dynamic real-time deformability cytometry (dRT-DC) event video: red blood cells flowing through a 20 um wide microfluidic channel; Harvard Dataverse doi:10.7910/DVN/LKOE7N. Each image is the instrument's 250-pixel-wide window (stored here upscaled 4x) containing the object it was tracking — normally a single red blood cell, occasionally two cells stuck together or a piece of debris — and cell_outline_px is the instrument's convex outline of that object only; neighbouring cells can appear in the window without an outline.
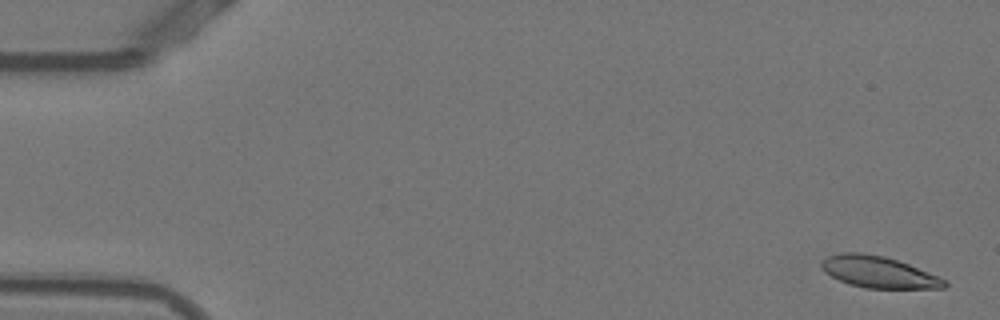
{"species": "Egyptian fruit bat (a non-hibernating species)", "species_latin": "Rousettus aegyptiacus", "temperature_condition": "warm", "stored_images_in_passage": 53, "camera_frame_rate_fps": 3000, "um_per_image_px": 0.085, "animal": {"sex": "female"}, "frame": {"image": 1, "passage_image": 2, "time_ms": 0.333, "image_size_px": [1000, 320], "cell_outline_px": [[948, 284], [944, 288], [864, 288], [848, 284], [824, 272], [820, 264], [828, 256], [840, 252], [860, 252], [884, 256], [908, 264], [936, 276], [944, 280]], "centroid_in_image_um": [74.63, 23.12], "position_along_channel_um": 10.4, "area_um2": 22.31}}
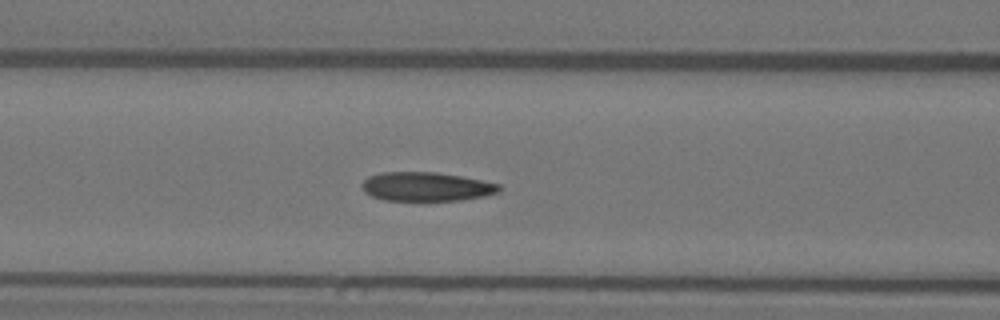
{"frame": {"image": 2, "passage_image": 22, "time_ms": 7.0, "image_size_px": [1000, 320], "cell_outline_px": [[500, 192], [484, 196], [464, 200], [384, 200], [372, 196], [364, 192], [360, 184], [368, 176], [380, 172], [436, 172], [460, 176], [500, 184]], "centroid_in_image_um": [36.21, 15.86], "position_along_channel_um": 130.4, "area_um2": 23.18}}
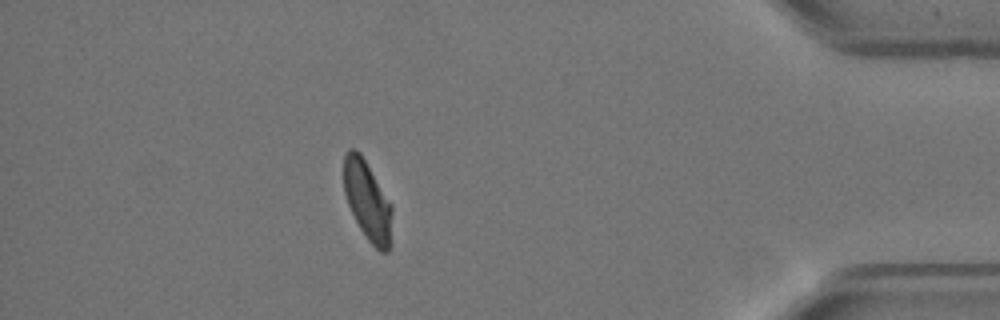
{"frame": {"image": 3, "passage_image": 47, "time_ms": 15.333, "image_size_px": [1000, 320], "cell_outline_px": [[392, 212], [388, 252], [380, 252], [368, 240], [360, 228], [348, 204], [344, 192], [344, 156], [348, 148], [356, 148], [360, 152], [392, 204]], "centroid_in_image_um": [31.22, 17.02], "position_along_channel_um": 404.0, "area_um2": 22.14}, "authors_computed_cell_mechanics": {"area_um2": 23.5824, "velocity_mm_per_s": 3.8254, "shape_relaxation_time_tau1_ms": 8.7685, "shape_relaxation_time_tau2_ms": 1.895, "deformation_change_tau1": 0.2246, "deformation_change_tau2": 0.0804}}